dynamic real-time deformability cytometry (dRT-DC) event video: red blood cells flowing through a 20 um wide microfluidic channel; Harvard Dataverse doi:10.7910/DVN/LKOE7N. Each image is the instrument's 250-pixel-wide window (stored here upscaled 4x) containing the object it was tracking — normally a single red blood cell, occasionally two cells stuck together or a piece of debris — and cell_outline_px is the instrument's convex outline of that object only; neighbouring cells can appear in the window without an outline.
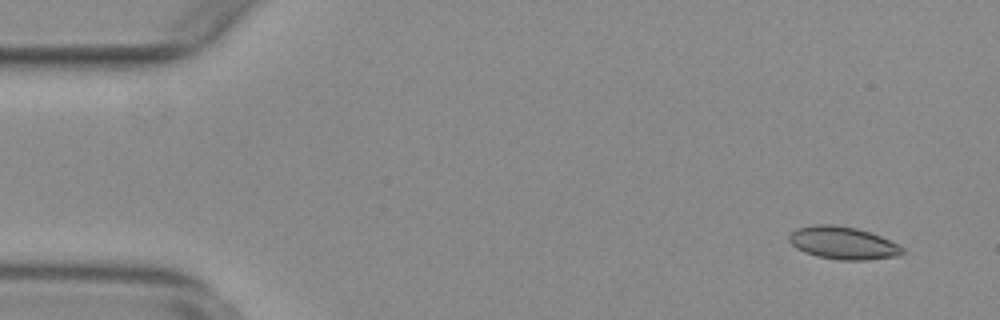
{"species": "common noctule bat (a hibernating species)", "species_latin": "Nyctalus noctula", "temperature_condition": "warm", "stored_images_in_passage": 55, "camera_frame_rate_fps": 3000, "um_per_image_px": 0.085, "animal": {"sex": "female", "body_mass_g": 29.2, "forearm_length_mm": 56.3}, "frame": {"image": 1, "passage_image": 4, "time_ms": 1.0, "image_size_px": [1000, 320], "cell_outline_px": [[904, 252], [900, 256], [868, 260], [840, 260], [816, 256], [804, 252], [796, 248], [788, 240], [788, 236], [796, 228], [816, 224], [832, 224], [856, 228], [880, 236], [904, 248]], "centroid_in_image_um": [71.63, 20.66], "position_along_channel_um": 13.4, "area_um2": 21.56}}
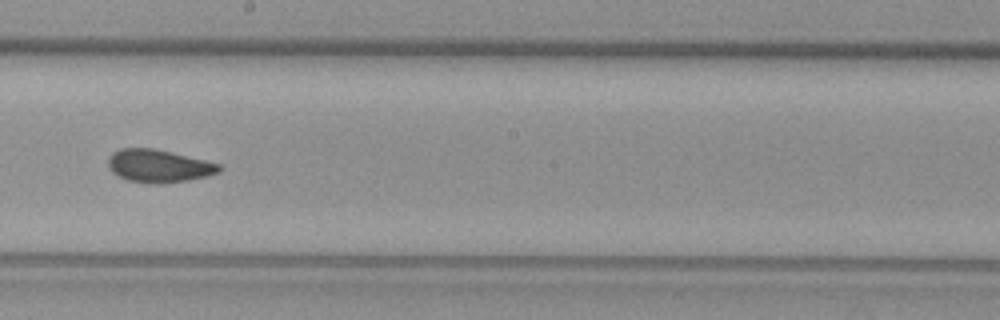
{"frame": {"image": 2, "passage_image": 31, "time_ms": 10.0, "image_size_px": [1000, 320], "cell_outline_px": [[224, 168], [220, 172], [208, 176], [188, 180], [160, 184], [148, 184], [128, 180], [112, 172], [108, 168], [108, 156], [112, 152], [120, 148], [152, 148], [204, 160], [220, 164]], "centroid_in_image_um": [13.48, 14.12], "position_along_channel_um": 234.7, "area_um2": 21.33}}
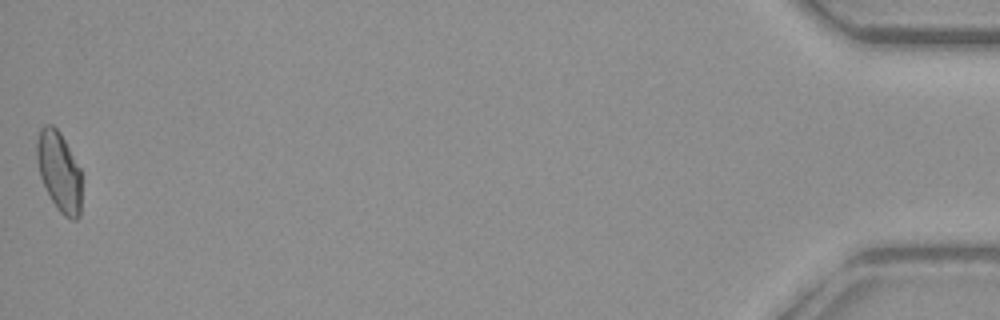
{"frame": {"image": 3, "passage_image": 55, "time_ms": 18.0, "image_size_px": [1000, 320], "cell_outline_px": [[80, 216], [76, 220], [72, 220], [64, 216], [56, 208], [40, 176], [36, 156], [36, 144], [40, 128], [44, 124], [52, 124], [60, 132], [80, 168]], "centroid_in_image_um": [5.01, 14.56], "position_along_channel_um": 430.2, "area_um2": 20.69}, "authors_computed_cell_mechanics": {"area_um2": 21.0392, "velocity_mm_per_s": 3.7522, "shape_relaxation_time_tau1_ms": null, "shape_relaxation_time_tau2_ms": 1.6124, "deformation_change_tau1": null, "deformation_change_tau2": 0.0749}}